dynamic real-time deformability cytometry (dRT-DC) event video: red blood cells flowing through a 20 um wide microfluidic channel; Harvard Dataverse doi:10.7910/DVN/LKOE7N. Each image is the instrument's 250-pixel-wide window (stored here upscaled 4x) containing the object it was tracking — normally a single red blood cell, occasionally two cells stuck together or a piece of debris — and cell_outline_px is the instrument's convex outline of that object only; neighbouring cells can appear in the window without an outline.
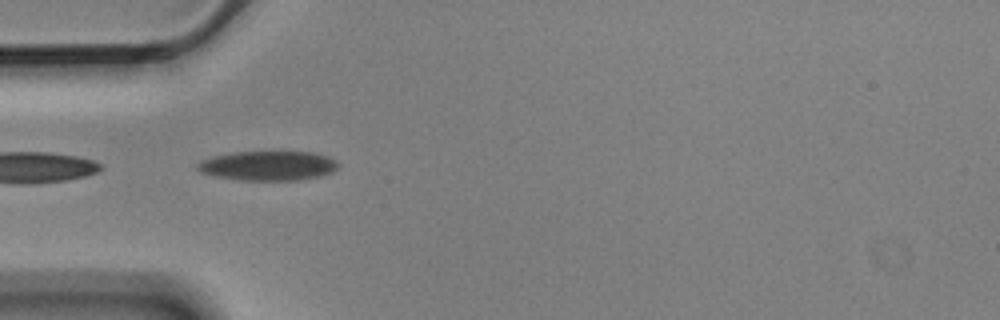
{"species": "Egyptian fruit bat (a non-hibernating species)", "species_latin": "Rousettus aegyptiacus", "temperature_condition": "cold", "stored_images_in_passage": 2, "camera_frame_rate_fps": 3000, "um_per_image_px": 0.085, "animal": {"sex": "male"}, "frame": {"image": 1, "passage_image": 1, "time_ms": 0.0, "image_size_px": [1000, 320], "cell_outline_px": [[340, 164], [332, 172], [320, 176], [296, 180], [240, 180], [200, 172], [196, 168], [196, 164], [200, 160], [212, 156], [236, 152], [312, 152], [328, 156], [336, 160]], "centroid_in_image_um": [22.8, 14.08], "position_along_channel_um": 62.2, "area_um2": 24.1}}